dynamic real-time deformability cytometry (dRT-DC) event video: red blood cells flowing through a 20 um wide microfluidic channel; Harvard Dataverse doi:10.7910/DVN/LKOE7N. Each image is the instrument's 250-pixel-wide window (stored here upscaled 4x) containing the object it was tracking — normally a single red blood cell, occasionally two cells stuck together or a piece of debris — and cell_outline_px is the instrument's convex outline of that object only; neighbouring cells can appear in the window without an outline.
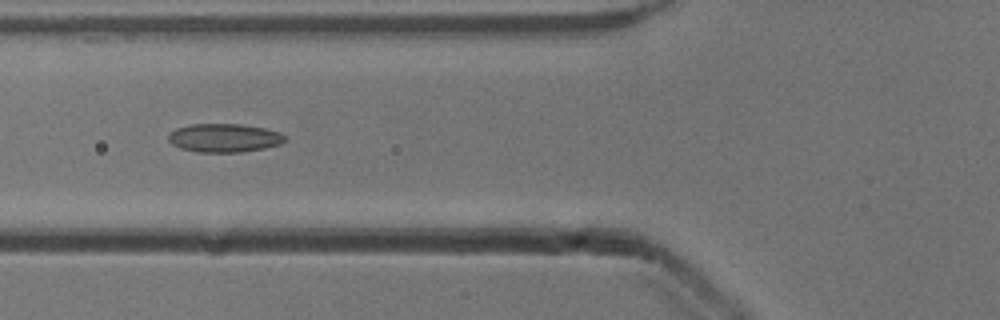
{"species": "common noctule bat (a hibernating species)", "species_latin": "Nyctalus noctula", "temperature_condition": "cold", "stored_images_in_passage": 37, "camera_frame_rate_fps": 3000, "um_per_image_px": 0.085, "animal": {"sex": "male", "body_mass_g": 13.3}, "frame": {"image": 1, "passage_image": 5, "time_ms": 1.333, "image_size_px": [1000, 320], "cell_outline_px": [[284, 140], [280, 144], [264, 148], [240, 152], [196, 152], [180, 148], [172, 144], [168, 140], [168, 136], [176, 128], [192, 124], [240, 124], [264, 128], [280, 132], [284, 136]], "centroid_in_image_um": [19.04, 11.72], "position_along_channel_um": 106.8, "area_um2": 19.25}}
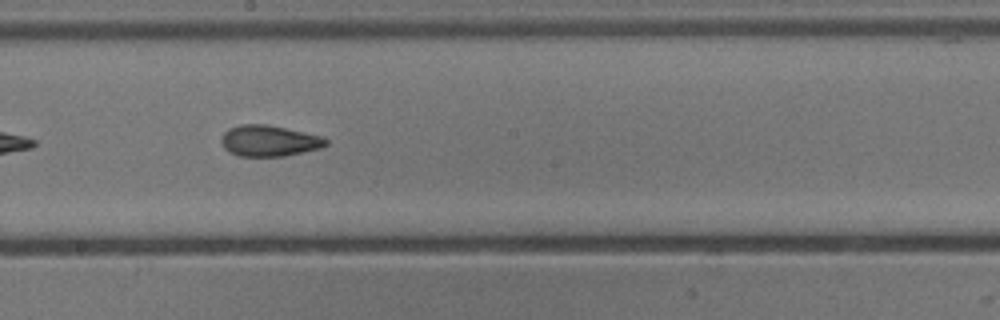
{"frame": {"image": 2, "passage_image": 14, "time_ms": 4.333, "image_size_px": [1000, 320], "cell_outline_px": [[328, 144], [320, 148], [284, 156], [240, 156], [228, 152], [224, 148], [220, 140], [224, 132], [228, 128], [240, 124], [264, 124], [324, 136], [328, 140]], "centroid_in_image_um": [22.86, 11.97], "position_along_channel_um": 225.3, "area_um2": 18.96}}
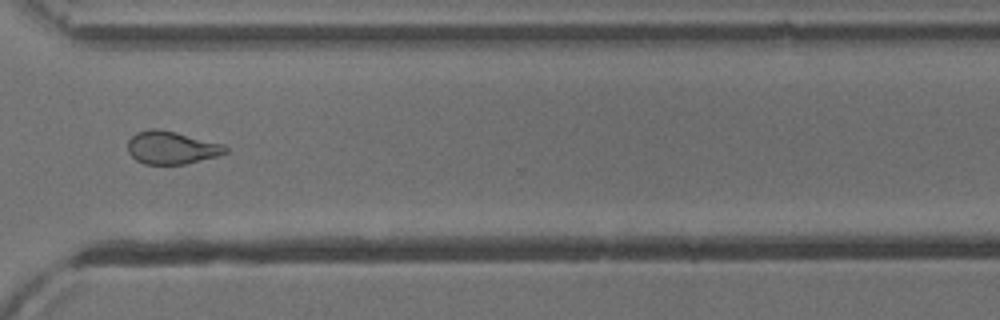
{"frame": {"image": 3, "passage_image": 24, "time_ms": 7.667, "image_size_px": [1000, 320], "cell_outline_px": [[228, 152], [216, 156], [184, 164], [144, 164], [136, 160], [128, 152], [128, 140], [136, 132], [152, 128], [160, 128], [224, 144], [228, 148]], "centroid_in_image_um": [14.57, 12.54], "position_along_channel_um": 356.0, "area_um2": 18.73}, "authors_computed_cell_mechanics": {"area_um2": 18.9584, "velocity_mm_per_s": 3.9417, "shape_relaxation_time_tau1_ms": null, "shape_relaxation_time_tau2_ms": 1.9947, "deformation_change_tau1": null, "deformation_change_tau2": 0.0862}}